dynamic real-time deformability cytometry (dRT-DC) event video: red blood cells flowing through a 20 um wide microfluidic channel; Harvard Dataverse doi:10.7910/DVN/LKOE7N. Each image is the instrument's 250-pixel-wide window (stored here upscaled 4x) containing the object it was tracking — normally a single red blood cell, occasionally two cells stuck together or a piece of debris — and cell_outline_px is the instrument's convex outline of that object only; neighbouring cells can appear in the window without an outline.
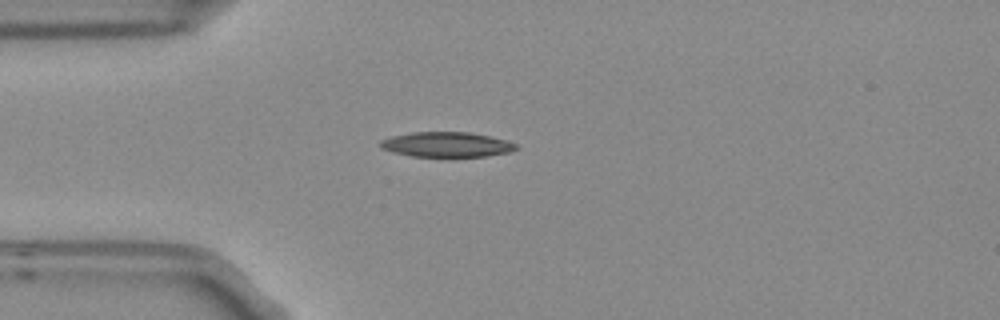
{"species": "Egyptian fruit bat (a non-hibernating species)", "species_latin": "Rousettus aegyptiacus", "temperature_condition": "room temperature", "stored_images_in_passage": 5, "camera_frame_rate_fps": 3000, "um_per_image_px": 0.085, "frame": {"image": 1, "passage_image": 4, "time_ms": 1.0, "image_size_px": [1000, 320], "cell_outline_px": [[520, 148], [512, 152], [488, 156], [412, 156], [392, 152], [380, 148], [380, 140], [392, 136], [412, 132], [468, 132], [508, 140], [516, 144]], "centroid_in_image_um": [37.99, 12.28], "position_along_channel_um": 47.0, "area_um2": 19.83}}